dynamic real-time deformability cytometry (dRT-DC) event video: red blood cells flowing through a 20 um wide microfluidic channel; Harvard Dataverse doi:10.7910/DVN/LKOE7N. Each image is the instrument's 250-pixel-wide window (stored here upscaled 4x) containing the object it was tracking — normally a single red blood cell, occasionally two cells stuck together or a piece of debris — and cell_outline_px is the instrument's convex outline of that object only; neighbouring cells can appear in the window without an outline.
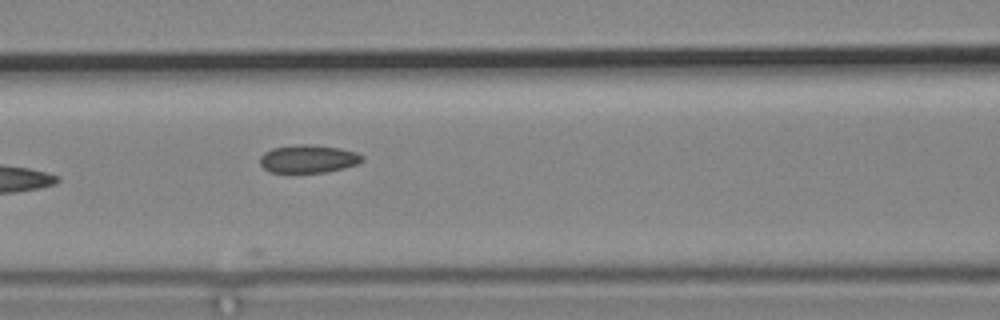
{"species": "common noctule bat (a hibernating species)", "species_latin": "Nyctalus noctula", "temperature_condition": "cold", "stored_images_in_passage": 7, "camera_frame_rate_fps": 3000, "um_per_image_px": 0.085, "animal": {"sex": "male", "body_mass_g": 19.2, "forearm_length_mm": 51.8}, "frame": {"image": 1, "passage_image": 7, "time_ms": 8.333, "image_size_px": [1000, 320], "cell_outline_px": [[364, 160], [356, 164], [344, 168], [324, 172], [272, 172], [264, 168], [260, 164], [260, 156], [264, 152], [272, 148], [296, 144], [312, 144], [340, 148], [356, 152], [364, 156]], "centroid_in_image_um": [26.21, 13.48], "position_along_channel_um": 140.4, "area_um2": 16.7}}